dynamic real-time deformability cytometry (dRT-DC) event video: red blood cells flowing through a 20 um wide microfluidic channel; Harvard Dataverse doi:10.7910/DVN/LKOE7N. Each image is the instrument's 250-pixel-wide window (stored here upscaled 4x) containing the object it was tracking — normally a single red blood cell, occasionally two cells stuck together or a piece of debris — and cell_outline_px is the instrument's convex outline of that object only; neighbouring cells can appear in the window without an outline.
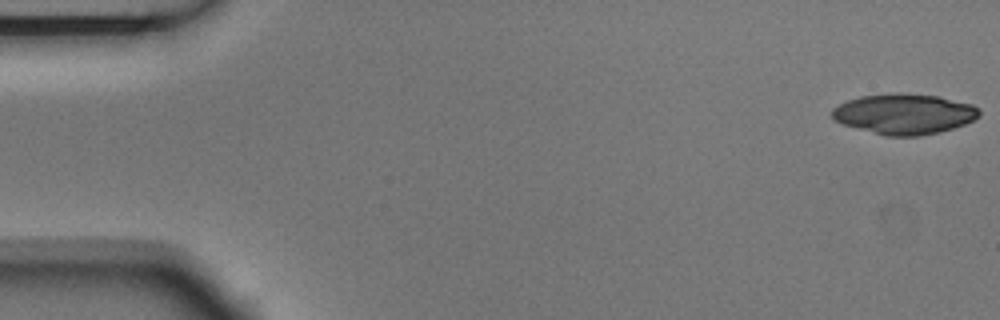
{"species": "Egyptian fruit bat (a non-hibernating species)", "species_latin": "Rousettus aegyptiacus", "temperature_condition": "room temperature", "stored_images_in_passage": 6, "camera_frame_rate_fps": 3000, "um_per_image_px": 0.085, "animal": {"sex": "male"}, "frame": {"image": 1, "passage_image": 6, "time_ms": 1.667, "image_size_px": [1000, 320], "cell_outline_px": [[980, 116], [964, 124], [940, 132], [920, 136], [884, 136], [844, 124], [832, 120], [832, 108], [848, 100], [860, 96], [896, 92], [900, 92], [940, 96], [972, 104], [980, 108]], "centroid_in_image_um": [76.87, 9.67], "position_along_channel_um": 8.1, "area_um2": 34.91}}